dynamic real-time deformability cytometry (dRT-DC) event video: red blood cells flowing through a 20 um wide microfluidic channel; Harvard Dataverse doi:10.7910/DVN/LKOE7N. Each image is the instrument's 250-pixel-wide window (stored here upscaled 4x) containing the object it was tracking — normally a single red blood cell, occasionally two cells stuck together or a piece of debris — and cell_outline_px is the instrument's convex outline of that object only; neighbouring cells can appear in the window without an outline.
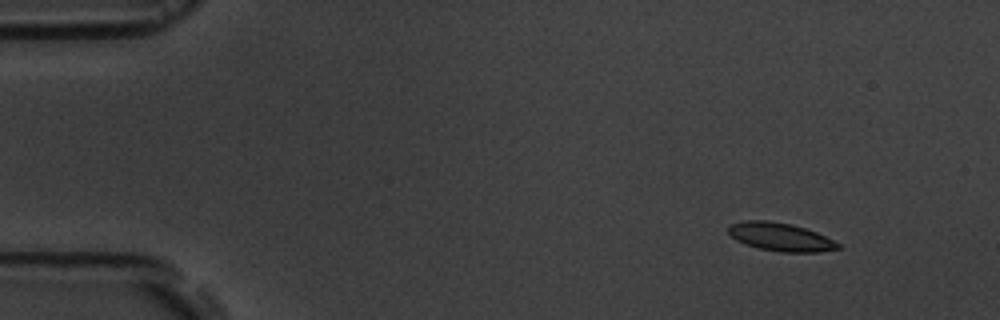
{"species": "common noctule bat (a hibernating species)", "species_latin": "Nyctalus noctula", "temperature_condition": "room temperature", "stored_images_in_passage": 6, "segment_of_instrument_passage": [1, 2], "camera_frame_rate_fps": 3000, "um_per_image_px": 0.085, "animal": {"sex": "male", "body_mass_g": 19.5, "forearm_length_mm": 54.6}, "frame": {"image": 1, "passage_image": 2, "time_ms": 1.0, "image_size_px": [1000, 320], "cell_outline_px": [[840, 248], [820, 252], [780, 252], [760, 248], [744, 244], [736, 240], [728, 232], [728, 224], [744, 220], [768, 220], [792, 224], [816, 232], [840, 244]], "centroid_in_image_um": [66.3, 20.13], "position_along_channel_um": 18.7, "area_um2": 18.03}}